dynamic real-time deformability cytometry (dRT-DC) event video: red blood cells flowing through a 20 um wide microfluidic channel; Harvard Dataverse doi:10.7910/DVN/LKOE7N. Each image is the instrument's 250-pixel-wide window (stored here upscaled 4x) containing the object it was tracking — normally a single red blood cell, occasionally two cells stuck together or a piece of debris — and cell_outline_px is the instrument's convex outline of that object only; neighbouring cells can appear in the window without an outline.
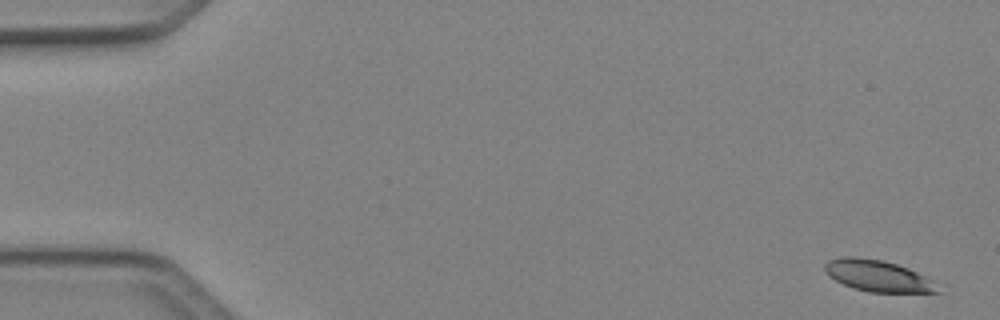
{"species": "Egyptian fruit bat (a non-hibernating species)", "species_latin": "Rousettus aegyptiacus", "temperature_condition": "cold", "stored_images_in_passage": 6, "camera_frame_rate_fps": 3000, "um_per_image_px": 0.085, "animal": {"sex": "female"}, "frame": {"image": 1, "passage_image": 1, "time_ms": 0.0, "image_size_px": [1000, 320], "cell_outline_px": [[940, 292], [868, 292], [852, 288], [828, 276], [824, 272], [824, 264], [828, 260], [844, 256], [856, 256], [884, 260], [908, 268], [932, 280]], "centroid_in_image_um": [74.54, 23.43], "position_along_channel_um": 10.5, "area_um2": 20.63}}
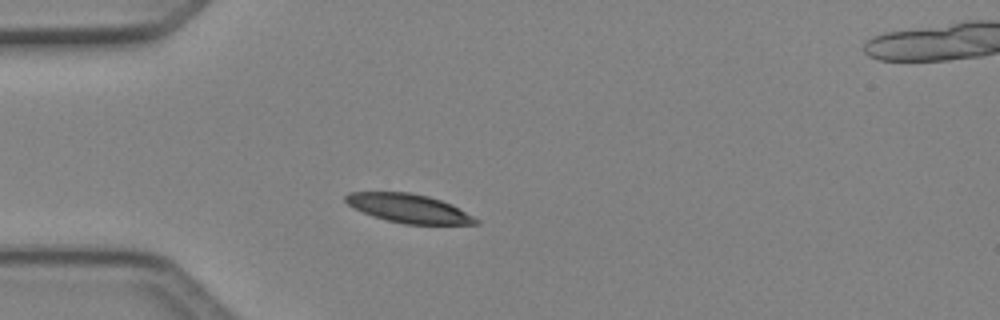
{"frame": {"image": 2, "passage_image": 5, "time_ms": 1.333, "image_size_px": [1000, 320], "cell_outline_px": [[480, 224], [404, 224], [372, 216], [348, 204], [344, 200], [344, 196], [348, 192], [412, 192], [428, 196], [452, 204], [480, 220]], "centroid_in_image_um": [34.76, 17.7], "position_along_channel_um": 50.2, "area_um2": 21.73}}